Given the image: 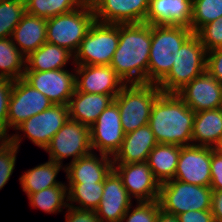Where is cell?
<instances>
[{"label": "cell", "mask_w": 222, "mask_h": 222, "mask_svg": "<svg viewBox=\"0 0 222 222\" xmlns=\"http://www.w3.org/2000/svg\"><path fill=\"white\" fill-rule=\"evenodd\" d=\"M151 25L119 24V44L110 66L125 84L148 83Z\"/></svg>", "instance_id": "1"}, {"label": "cell", "mask_w": 222, "mask_h": 222, "mask_svg": "<svg viewBox=\"0 0 222 222\" xmlns=\"http://www.w3.org/2000/svg\"><path fill=\"white\" fill-rule=\"evenodd\" d=\"M195 112L177 93H163L152 105L148 125L158 143L192 145Z\"/></svg>", "instance_id": "2"}, {"label": "cell", "mask_w": 222, "mask_h": 222, "mask_svg": "<svg viewBox=\"0 0 222 222\" xmlns=\"http://www.w3.org/2000/svg\"><path fill=\"white\" fill-rule=\"evenodd\" d=\"M193 33L182 26H151L149 84H158L170 72L177 52Z\"/></svg>", "instance_id": "3"}, {"label": "cell", "mask_w": 222, "mask_h": 222, "mask_svg": "<svg viewBox=\"0 0 222 222\" xmlns=\"http://www.w3.org/2000/svg\"><path fill=\"white\" fill-rule=\"evenodd\" d=\"M206 49L196 33L180 47L170 72L157 84L163 93H178L206 71Z\"/></svg>", "instance_id": "4"}, {"label": "cell", "mask_w": 222, "mask_h": 222, "mask_svg": "<svg viewBox=\"0 0 222 222\" xmlns=\"http://www.w3.org/2000/svg\"><path fill=\"white\" fill-rule=\"evenodd\" d=\"M162 91L157 84H126L114 101L125 134L148 125L152 105Z\"/></svg>", "instance_id": "5"}, {"label": "cell", "mask_w": 222, "mask_h": 222, "mask_svg": "<svg viewBox=\"0 0 222 222\" xmlns=\"http://www.w3.org/2000/svg\"><path fill=\"white\" fill-rule=\"evenodd\" d=\"M213 190L176 179L160 184L158 203L166 213L179 215L187 211L212 209Z\"/></svg>", "instance_id": "6"}, {"label": "cell", "mask_w": 222, "mask_h": 222, "mask_svg": "<svg viewBox=\"0 0 222 222\" xmlns=\"http://www.w3.org/2000/svg\"><path fill=\"white\" fill-rule=\"evenodd\" d=\"M94 22L93 8L85 6L51 17L47 19L46 40L75 54Z\"/></svg>", "instance_id": "7"}, {"label": "cell", "mask_w": 222, "mask_h": 222, "mask_svg": "<svg viewBox=\"0 0 222 222\" xmlns=\"http://www.w3.org/2000/svg\"><path fill=\"white\" fill-rule=\"evenodd\" d=\"M118 44L119 24L95 21L81 41L72 63L73 65H110Z\"/></svg>", "instance_id": "8"}, {"label": "cell", "mask_w": 222, "mask_h": 222, "mask_svg": "<svg viewBox=\"0 0 222 222\" xmlns=\"http://www.w3.org/2000/svg\"><path fill=\"white\" fill-rule=\"evenodd\" d=\"M69 119L68 105L53 104L48 109L22 122L14 130L22 131L24 136L15 134L8 138L16 147H20L22 138L27 137L39 148L45 150L52 137L62 128ZM22 137V138H21Z\"/></svg>", "instance_id": "9"}, {"label": "cell", "mask_w": 222, "mask_h": 222, "mask_svg": "<svg viewBox=\"0 0 222 222\" xmlns=\"http://www.w3.org/2000/svg\"><path fill=\"white\" fill-rule=\"evenodd\" d=\"M49 159L63 166V160L71 157L70 163L92 152L90 127L78 121L68 119L62 128L52 137L45 148Z\"/></svg>", "instance_id": "10"}, {"label": "cell", "mask_w": 222, "mask_h": 222, "mask_svg": "<svg viewBox=\"0 0 222 222\" xmlns=\"http://www.w3.org/2000/svg\"><path fill=\"white\" fill-rule=\"evenodd\" d=\"M70 72L66 69L47 71H25L23 79L45 95L53 104L68 105L76 90L75 69Z\"/></svg>", "instance_id": "11"}, {"label": "cell", "mask_w": 222, "mask_h": 222, "mask_svg": "<svg viewBox=\"0 0 222 222\" xmlns=\"http://www.w3.org/2000/svg\"><path fill=\"white\" fill-rule=\"evenodd\" d=\"M52 105L53 102L23 78L14 80L8 108V131Z\"/></svg>", "instance_id": "12"}, {"label": "cell", "mask_w": 222, "mask_h": 222, "mask_svg": "<svg viewBox=\"0 0 222 222\" xmlns=\"http://www.w3.org/2000/svg\"><path fill=\"white\" fill-rule=\"evenodd\" d=\"M125 133L121 124L119 107L113 101L90 127L92 152L114 156L119 150Z\"/></svg>", "instance_id": "13"}, {"label": "cell", "mask_w": 222, "mask_h": 222, "mask_svg": "<svg viewBox=\"0 0 222 222\" xmlns=\"http://www.w3.org/2000/svg\"><path fill=\"white\" fill-rule=\"evenodd\" d=\"M211 147L181 146L174 179L198 186L211 184Z\"/></svg>", "instance_id": "14"}, {"label": "cell", "mask_w": 222, "mask_h": 222, "mask_svg": "<svg viewBox=\"0 0 222 222\" xmlns=\"http://www.w3.org/2000/svg\"><path fill=\"white\" fill-rule=\"evenodd\" d=\"M113 170L122 179L131 198L137 202L158 200L160 183L155 179L147 161L113 164Z\"/></svg>", "instance_id": "15"}, {"label": "cell", "mask_w": 222, "mask_h": 222, "mask_svg": "<svg viewBox=\"0 0 222 222\" xmlns=\"http://www.w3.org/2000/svg\"><path fill=\"white\" fill-rule=\"evenodd\" d=\"M79 92L118 95L126 85L110 65H74Z\"/></svg>", "instance_id": "16"}, {"label": "cell", "mask_w": 222, "mask_h": 222, "mask_svg": "<svg viewBox=\"0 0 222 222\" xmlns=\"http://www.w3.org/2000/svg\"><path fill=\"white\" fill-rule=\"evenodd\" d=\"M195 113L202 110L221 108L222 83L206 71L194 78L177 93Z\"/></svg>", "instance_id": "17"}, {"label": "cell", "mask_w": 222, "mask_h": 222, "mask_svg": "<svg viewBox=\"0 0 222 222\" xmlns=\"http://www.w3.org/2000/svg\"><path fill=\"white\" fill-rule=\"evenodd\" d=\"M150 0H100L95 21L112 24L145 23Z\"/></svg>", "instance_id": "18"}, {"label": "cell", "mask_w": 222, "mask_h": 222, "mask_svg": "<svg viewBox=\"0 0 222 222\" xmlns=\"http://www.w3.org/2000/svg\"><path fill=\"white\" fill-rule=\"evenodd\" d=\"M122 179L112 169L104 179L102 199L95 212L102 222H120L132 205Z\"/></svg>", "instance_id": "19"}, {"label": "cell", "mask_w": 222, "mask_h": 222, "mask_svg": "<svg viewBox=\"0 0 222 222\" xmlns=\"http://www.w3.org/2000/svg\"><path fill=\"white\" fill-rule=\"evenodd\" d=\"M193 0H150L145 23L191 29Z\"/></svg>", "instance_id": "20"}, {"label": "cell", "mask_w": 222, "mask_h": 222, "mask_svg": "<svg viewBox=\"0 0 222 222\" xmlns=\"http://www.w3.org/2000/svg\"><path fill=\"white\" fill-rule=\"evenodd\" d=\"M64 167L68 184L97 183L104 182L113 162L109 155L91 152Z\"/></svg>", "instance_id": "21"}, {"label": "cell", "mask_w": 222, "mask_h": 222, "mask_svg": "<svg viewBox=\"0 0 222 222\" xmlns=\"http://www.w3.org/2000/svg\"><path fill=\"white\" fill-rule=\"evenodd\" d=\"M158 144L149 125L125 134L119 150L112 157L113 164L145 162Z\"/></svg>", "instance_id": "22"}, {"label": "cell", "mask_w": 222, "mask_h": 222, "mask_svg": "<svg viewBox=\"0 0 222 222\" xmlns=\"http://www.w3.org/2000/svg\"><path fill=\"white\" fill-rule=\"evenodd\" d=\"M116 96L79 92L76 89L68 103L69 118L91 127Z\"/></svg>", "instance_id": "23"}, {"label": "cell", "mask_w": 222, "mask_h": 222, "mask_svg": "<svg viewBox=\"0 0 222 222\" xmlns=\"http://www.w3.org/2000/svg\"><path fill=\"white\" fill-rule=\"evenodd\" d=\"M46 29L47 19L25 13L12 32L11 39L21 53L27 57L47 42Z\"/></svg>", "instance_id": "24"}, {"label": "cell", "mask_w": 222, "mask_h": 222, "mask_svg": "<svg viewBox=\"0 0 222 222\" xmlns=\"http://www.w3.org/2000/svg\"><path fill=\"white\" fill-rule=\"evenodd\" d=\"M222 139V108L195 113L192 145L216 148Z\"/></svg>", "instance_id": "25"}, {"label": "cell", "mask_w": 222, "mask_h": 222, "mask_svg": "<svg viewBox=\"0 0 222 222\" xmlns=\"http://www.w3.org/2000/svg\"><path fill=\"white\" fill-rule=\"evenodd\" d=\"M74 54L68 49L45 42L25 59V71L65 69Z\"/></svg>", "instance_id": "26"}, {"label": "cell", "mask_w": 222, "mask_h": 222, "mask_svg": "<svg viewBox=\"0 0 222 222\" xmlns=\"http://www.w3.org/2000/svg\"><path fill=\"white\" fill-rule=\"evenodd\" d=\"M180 151L181 146L158 143L149 153L147 162L160 184L174 179Z\"/></svg>", "instance_id": "27"}, {"label": "cell", "mask_w": 222, "mask_h": 222, "mask_svg": "<svg viewBox=\"0 0 222 222\" xmlns=\"http://www.w3.org/2000/svg\"><path fill=\"white\" fill-rule=\"evenodd\" d=\"M61 169L65 170V167L50 159L43 164L28 169L19 178L23 192L33 194L52 186H61L63 183L56 180Z\"/></svg>", "instance_id": "28"}, {"label": "cell", "mask_w": 222, "mask_h": 222, "mask_svg": "<svg viewBox=\"0 0 222 222\" xmlns=\"http://www.w3.org/2000/svg\"><path fill=\"white\" fill-rule=\"evenodd\" d=\"M26 57L9 38H0V77L18 80L23 78Z\"/></svg>", "instance_id": "29"}, {"label": "cell", "mask_w": 222, "mask_h": 222, "mask_svg": "<svg viewBox=\"0 0 222 222\" xmlns=\"http://www.w3.org/2000/svg\"><path fill=\"white\" fill-rule=\"evenodd\" d=\"M32 208L41 209L45 213L62 212L68 207L67 186H52L33 194H26Z\"/></svg>", "instance_id": "30"}, {"label": "cell", "mask_w": 222, "mask_h": 222, "mask_svg": "<svg viewBox=\"0 0 222 222\" xmlns=\"http://www.w3.org/2000/svg\"><path fill=\"white\" fill-rule=\"evenodd\" d=\"M68 206L96 210L98 207L104 189V182L67 184ZM74 203L78 205L75 206Z\"/></svg>", "instance_id": "31"}, {"label": "cell", "mask_w": 222, "mask_h": 222, "mask_svg": "<svg viewBox=\"0 0 222 222\" xmlns=\"http://www.w3.org/2000/svg\"><path fill=\"white\" fill-rule=\"evenodd\" d=\"M81 6L79 0H25L26 13L44 19L69 13Z\"/></svg>", "instance_id": "32"}, {"label": "cell", "mask_w": 222, "mask_h": 222, "mask_svg": "<svg viewBox=\"0 0 222 222\" xmlns=\"http://www.w3.org/2000/svg\"><path fill=\"white\" fill-rule=\"evenodd\" d=\"M25 13V0H0V38L11 37Z\"/></svg>", "instance_id": "33"}, {"label": "cell", "mask_w": 222, "mask_h": 222, "mask_svg": "<svg viewBox=\"0 0 222 222\" xmlns=\"http://www.w3.org/2000/svg\"><path fill=\"white\" fill-rule=\"evenodd\" d=\"M220 17H222V0H193L191 30L194 33Z\"/></svg>", "instance_id": "34"}, {"label": "cell", "mask_w": 222, "mask_h": 222, "mask_svg": "<svg viewBox=\"0 0 222 222\" xmlns=\"http://www.w3.org/2000/svg\"><path fill=\"white\" fill-rule=\"evenodd\" d=\"M18 149L9 139H0V190L8 183L13 174Z\"/></svg>", "instance_id": "35"}, {"label": "cell", "mask_w": 222, "mask_h": 222, "mask_svg": "<svg viewBox=\"0 0 222 222\" xmlns=\"http://www.w3.org/2000/svg\"><path fill=\"white\" fill-rule=\"evenodd\" d=\"M136 207L132 205L126 211L120 222H155L158 216L160 205L158 200L139 201ZM132 208V209H131Z\"/></svg>", "instance_id": "36"}, {"label": "cell", "mask_w": 222, "mask_h": 222, "mask_svg": "<svg viewBox=\"0 0 222 222\" xmlns=\"http://www.w3.org/2000/svg\"><path fill=\"white\" fill-rule=\"evenodd\" d=\"M196 34L206 52L222 48V17L204 25Z\"/></svg>", "instance_id": "37"}, {"label": "cell", "mask_w": 222, "mask_h": 222, "mask_svg": "<svg viewBox=\"0 0 222 222\" xmlns=\"http://www.w3.org/2000/svg\"><path fill=\"white\" fill-rule=\"evenodd\" d=\"M14 80L0 77V139H8V108Z\"/></svg>", "instance_id": "38"}, {"label": "cell", "mask_w": 222, "mask_h": 222, "mask_svg": "<svg viewBox=\"0 0 222 222\" xmlns=\"http://www.w3.org/2000/svg\"><path fill=\"white\" fill-rule=\"evenodd\" d=\"M211 184L213 191H222V152L211 147Z\"/></svg>", "instance_id": "39"}, {"label": "cell", "mask_w": 222, "mask_h": 222, "mask_svg": "<svg viewBox=\"0 0 222 222\" xmlns=\"http://www.w3.org/2000/svg\"><path fill=\"white\" fill-rule=\"evenodd\" d=\"M206 72L222 83V48H217L206 54Z\"/></svg>", "instance_id": "40"}, {"label": "cell", "mask_w": 222, "mask_h": 222, "mask_svg": "<svg viewBox=\"0 0 222 222\" xmlns=\"http://www.w3.org/2000/svg\"><path fill=\"white\" fill-rule=\"evenodd\" d=\"M65 222H102L95 210L78 209L67 207Z\"/></svg>", "instance_id": "41"}, {"label": "cell", "mask_w": 222, "mask_h": 222, "mask_svg": "<svg viewBox=\"0 0 222 222\" xmlns=\"http://www.w3.org/2000/svg\"><path fill=\"white\" fill-rule=\"evenodd\" d=\"M179 222H215L212 209L187 211L177 215Z\"/></svg>", "instance_id": "42"}, {"label": "cell", "mask_w": 222, "mask_h": 222, "mask_svg": "<svg viewBox=\"0 0 222 222\" xmlns=\"http://www.w3.org/2000/svg\"><path fill=\"white\" fill-rule=\"evenodd\" d=\"M212 213L215 222H222V191H213L212 194Z\"/></svg>", "instance_id": "43"}, {"label": "cell", "mask_w": 222, "mask_h": 222, "mask_svg": "<svg viewBox=\"0 0 222 222\" xmlns=\"http://www.w3.org/2000/svg\"><path fill=\"white\" fill-rule=\"evenodd\" d=\"M155 222H179V219L176 215L160 210Z\"/></svg>", "instance_id": "44"}, {"label": "cell", "mask_w": 222, "mask_h": 222, "mask_svg": "<svg viewBox=\"0 0 222 222\" xmlns=\"http://www.w3.org/2000/svg\"><path fill=\"white\" fill-rule=\"evenodd\" d=\"M79 1L82 6L94 8L100 0H79Z\"/></svg>", "instance_id": "45"}, {"label": "cell", "mask_w": 222, "mask_h": 222, "mask_svg": "<svg viewBox=\"0 0 222 222\" xmlns=\"http://www.w3.org/2000/svg\"><path fill=\"white\" fill-rule=\"evenodd\" d=\"M216 149L220 152H222V139L220 141V143L217 145Z\"/></svg>", "instance_id": "46"}]
</instances>
